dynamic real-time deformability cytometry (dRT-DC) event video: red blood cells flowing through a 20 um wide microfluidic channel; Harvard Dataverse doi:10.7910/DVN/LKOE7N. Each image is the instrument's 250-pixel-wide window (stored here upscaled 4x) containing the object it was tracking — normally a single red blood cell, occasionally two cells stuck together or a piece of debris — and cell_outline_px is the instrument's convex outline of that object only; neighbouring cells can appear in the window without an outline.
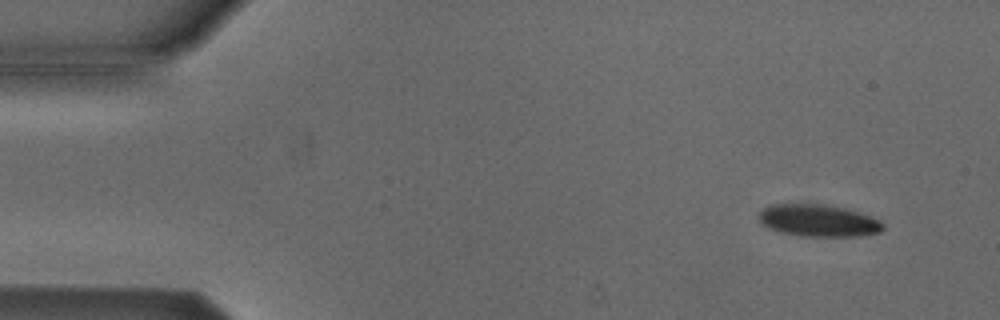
{"species": "Egyptian fruit bat (a non-hibernating species)", "species_latin": "Rousettus aegyptiacus", "temperature_condition": "cold", "stored_images_in_passage": 54, "camera_frame_rate_fps": 3000, "um_per_image_px": 0.085, "animal": {"sex": "male"}, "frame": {"image": 1, "passage_image": 5, "time_ms": 1.333, "image_size_px": [1000, 320], "cell_outline_px": [[884, 228], [880, 232], [860, 236], [800, 236], [784, 232], [772, 228], [764, 224], [760, 220], [760, 212], [768, 204], [824, 204], [844, 208], [860, 212], [872, 216], [880, 220], [884, 224]], "centroid_in_image_um": [69.63, 18.74], "position_along_channel_um": 15.4, "area_um2": 23.06}}
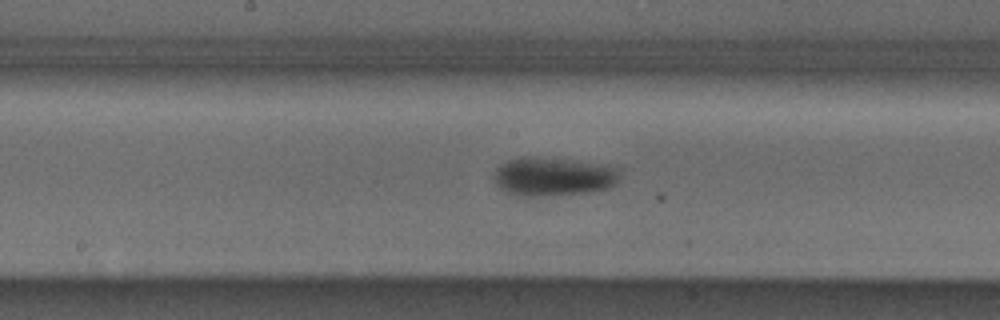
{"frame": {"image": 2, "passage_image": 28, "time_ms": 9.0, "image_size_px": [1000, 320], "cell_outline_px": [[620, 176], [616, 184], [608, 188], [584, 192], [528, 196], [520, 196], [508, 192], [500, 188], [496, 184], [492, 176], [496, 168], [500, 164], [508, 160], [520, 156], [532, 156], [564, 160], [616, 168]], "centroid_in_image_um": [46.92, 15.0], "position_along_channel_um": 201.3, "area_um2": 27.63}}
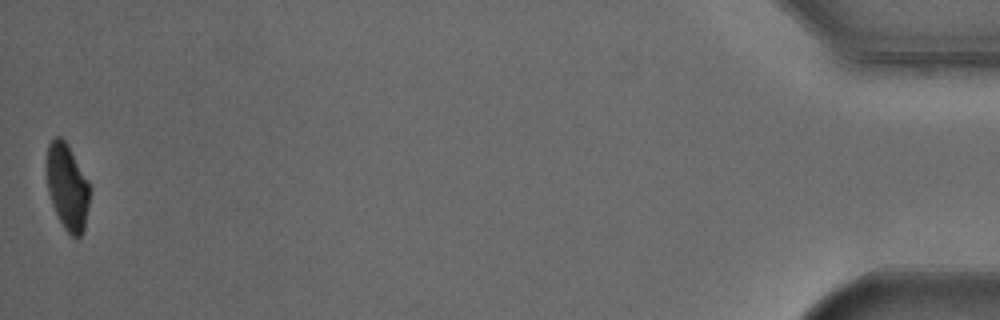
{"frame": {"image": 3, "passage_image": 54, "time_ms": 17.667, "image_size_px": [1000, 320], "cell_outline_px": [[92, 188], [84, 232], [80, 236], [72, 236], [64, 228], [52, 204], [48, 192], [48, 144], [56, 136], [60, 136], [68, 144], [88, 180]], "centroid_in_image_um": [5.77, 15.9], "position_along_channel_um": 429.4, "area_um2": 21.56}, "authors_computed_cell_mechanics": {"area_um2": 25.3742, "velocity_mm_per_s": 3.8021, "shape_relaxation_time_tau1_ms": 3.2271, "shape_relaxation_time_tau2_ms": null, "deformation_change_tau1": 0.1089, "deformation_change_tau2": null}}